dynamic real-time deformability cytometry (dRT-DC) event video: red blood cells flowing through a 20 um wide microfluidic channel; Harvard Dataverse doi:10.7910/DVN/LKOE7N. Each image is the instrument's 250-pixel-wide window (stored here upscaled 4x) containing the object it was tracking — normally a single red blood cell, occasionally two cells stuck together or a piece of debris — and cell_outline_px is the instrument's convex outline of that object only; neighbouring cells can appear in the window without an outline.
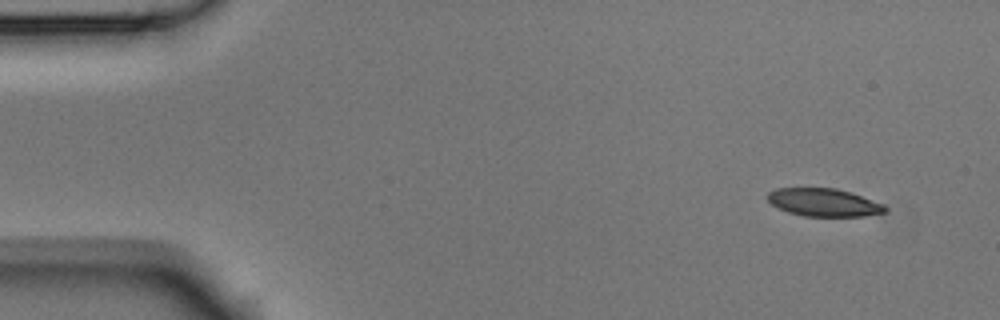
{"species": "Egyptian fruit bat (a non-hibernating species)", "species_latin": "Rousettus aegyptiacus", "temperature_condition": "room temperature", "stored_images_in_passage": 7, "camera_frame_rate_fps": 3000, "um_per_image_px": 0.085, "animal": {"sex": "male"}, "frame": {"image": 1, "passage_image": 1, "time_ms": 0.0, "image_size_px": [1000, 320], "cell_outline_px": [[888, 208], [884, 212], [864, 216], [804, 216], [788, 212], [772, 204], [768, 200], [768, 192], [776, 188], [836, 188], [884, 204]], "centroid_in_image_um": [70.01, 17.21], "position_along_channel_um": 15.0, "area_um2": 18.84}}
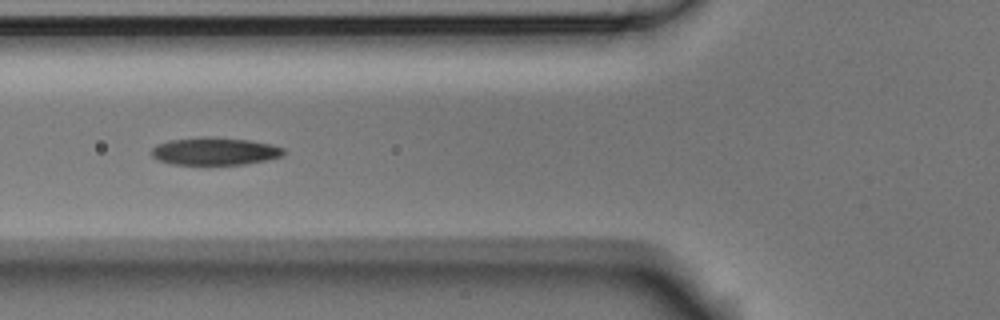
{"frame": {"image": 2, "passage_image": 5, "time_ms": 1.333, "image_size_px": [1000, 320], "cell_outline_px": [[284, 152], [280, 156], [264, 160], [244, 164], [172, 164], [160, 160], [152, 156], [152, 148], [156, 144], [168, 140], [252, 140], [272, 144], [284, 148]], "centroid_in_image_um": [18.27, 12.9], "position_along_channel_um": 107.5, "area_um2": 19.94}}
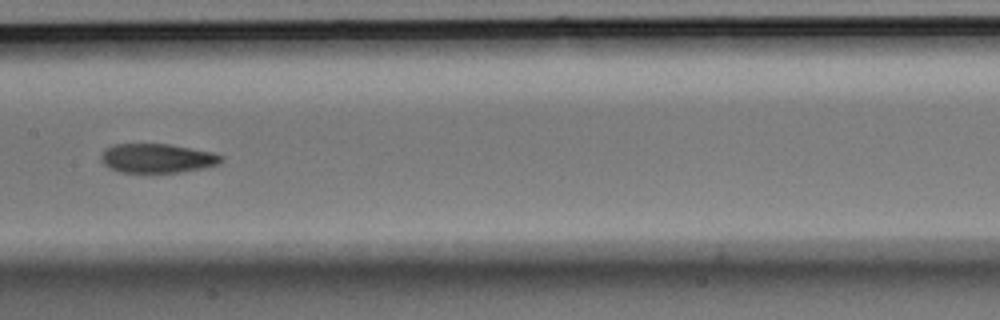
{"frame": {"image": 3, "passage_image": 7, "time_ms": 2.0, "image_size_px": [1000, 320], "cell_outline_px": [[224, 160], [220, 164], [204, 168], [180, 172], [120, 172], [108, 168], [100, 160], [100, 156], [112, 144], [168, 144], [212, 152], [224, 156]], "centroid_in_image_um": [13.39, 13.46], "position_along_channel_um": 194.0, "area_um2": 20.46}}